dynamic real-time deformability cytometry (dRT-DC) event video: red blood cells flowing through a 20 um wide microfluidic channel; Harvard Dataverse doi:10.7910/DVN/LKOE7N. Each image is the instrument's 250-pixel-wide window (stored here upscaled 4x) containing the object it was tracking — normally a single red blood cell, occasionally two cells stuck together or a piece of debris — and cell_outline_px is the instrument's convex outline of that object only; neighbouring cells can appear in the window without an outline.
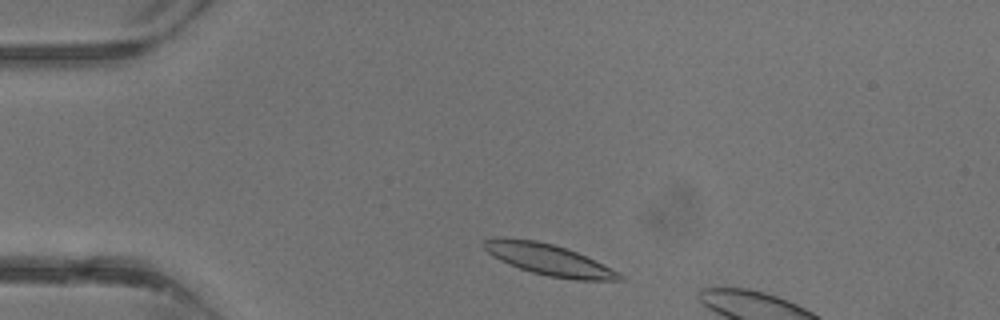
{"species": "common noctule bat (a hibernating species)", "species_latin": "Nyctalus noctula", "temperature_condition": "warm", "stored_images_in_passage": 2, "camera_frame_rate_fps": 3000, "um_per_image_px": 0.085, "animal": {"sex": "male", "body_mass_g": 13.3}, "frame": {"image": 1, "passage_image": 1, "time_ms": 0.0, "image_size_px": [1000, 320], "cell_outline_px": [[628, 280], [576, 280], [548, 276], [532, 272], [520, 268], [500, 260], [492, 256], [480, 244], [484, 240], [536, 240], [552, 244], [576, 252], [612, 268], [620, 272]], "centroid_in_image_um": [46.75, 22.12], "position_along_channel_um": 38.3, "area_um2": 23.93}}